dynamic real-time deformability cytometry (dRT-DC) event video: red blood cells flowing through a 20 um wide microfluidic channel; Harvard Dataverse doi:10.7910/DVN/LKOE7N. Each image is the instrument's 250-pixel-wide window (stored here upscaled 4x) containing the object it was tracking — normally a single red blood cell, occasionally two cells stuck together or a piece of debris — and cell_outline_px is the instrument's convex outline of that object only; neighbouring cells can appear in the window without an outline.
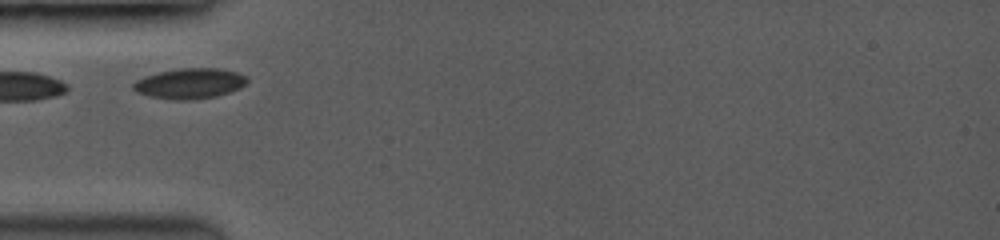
{"species": "common noctule bat (a hibernating species)", "species_latin": "Nyctalus noctula", "temperature_condition": "room temperature", "stored_images_in_passage": 15, "camera_frame_rate_fps": 3500, "um_per_image_px": 0.085, "animal": {"sex": "female", "body_mass_g": 19.0, "forearm_length_mm": 53.3}, "frame": {"image": 1, "passage_image": 1, "time_ms": 0.0, "image_size_px": [1000, 240], "cell_outline_px": [[248, 80], [240, 88], [228, 92], [212, 96], [152, 96], [136, 92], [132, 88], [132, 84], [136, 80], [144, 76], [160, 72], [180, 68], [220, 68], [236, 72], [248, 76]], "centroid_in_image_um": [16.16, 7.01], "position_along_channel_um": 68.8, "area_um2": 18.9}}